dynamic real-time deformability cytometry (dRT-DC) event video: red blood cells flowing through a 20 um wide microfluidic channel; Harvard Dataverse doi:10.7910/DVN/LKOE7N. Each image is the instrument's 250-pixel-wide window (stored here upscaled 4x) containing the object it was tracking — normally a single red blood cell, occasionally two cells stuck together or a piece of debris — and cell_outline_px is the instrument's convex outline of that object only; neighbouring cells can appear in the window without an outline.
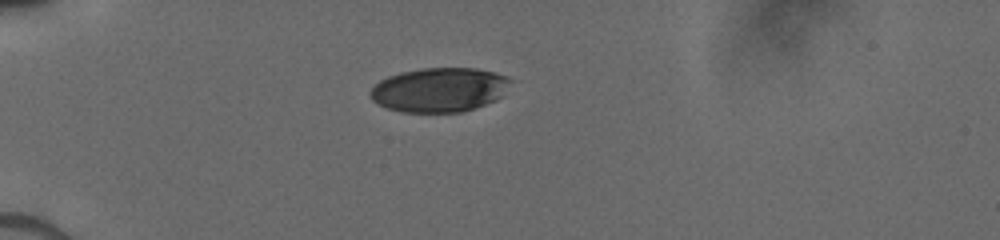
{"species": "human", "species_latin": "Homo sapiens", "temperature_condition": "cold", "stored_images_in_passage": 9, "camera_frame_rate_fps": 3000, "um_per_image_px": 0.085, "donor": {"sex": "male"}, "frame": {"image": 1, "passage_image": 1, "time_ms": 0.0, "image_size_px": [1000, 240], "cell_outline_px": [[512, 80], [500, 96], [496, 100], [460, 112], [400, 112], [388, 108], [372, 100], [368, 96], [368, 92], [380, 80], [388, 76], [400, 72], [424, 68], [476, 68], [508, 76]], "centroid_in_image_um": [37.31, 7.62], "position_along_channel_um": 47.7, "area_um2": 36.01}}
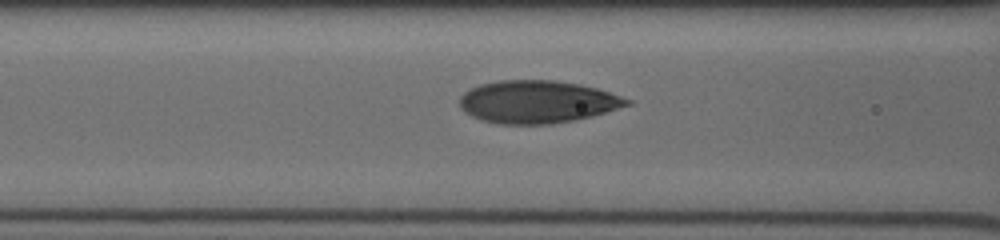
{"frame": {"image": 2, "passage_image": 6, "time_ms": 2.667, "image_size_px": [1000, 240], "cell_outline_px": [[632, 104], [592, 116], [572, 120], [548, 124], [496, 124], [480, 120], [464, 112], [460, 108], [460, 96], [464, 92], [480, 84], [500, 80], [556, 80], [580, 84], [596, 88], [632, 100]], "centroid_in_image_um": [45.64, 8.65], "position_along_channel_um": 121.0, "area_um2": 41.56}}
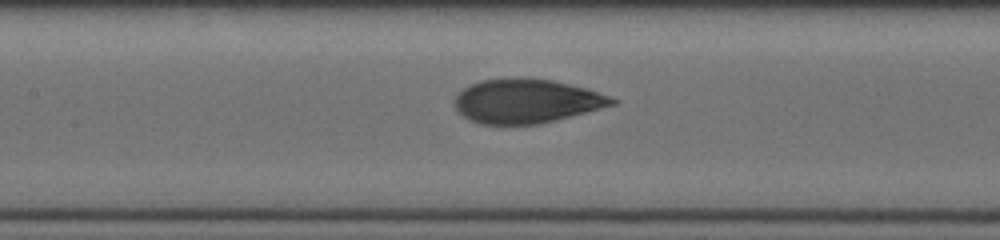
{"frame": {"image": 3, "passage_image": 8, "time_ms": 3.667, "image_size_px": [1000, 240], "cell_outline_px": [[620, 100], [616, 104], [556, 120], [540, 124], [480, 124], [464, 116], [456, 108], [456, 92], [468, 84], [480, 80], [512, 76], [552, 80], [584, 88], [612, 96]], "centroid_in_image_um": [44.74, 8.57], "position_along_channel_um": 162.7, "area_um2": 40.69}}